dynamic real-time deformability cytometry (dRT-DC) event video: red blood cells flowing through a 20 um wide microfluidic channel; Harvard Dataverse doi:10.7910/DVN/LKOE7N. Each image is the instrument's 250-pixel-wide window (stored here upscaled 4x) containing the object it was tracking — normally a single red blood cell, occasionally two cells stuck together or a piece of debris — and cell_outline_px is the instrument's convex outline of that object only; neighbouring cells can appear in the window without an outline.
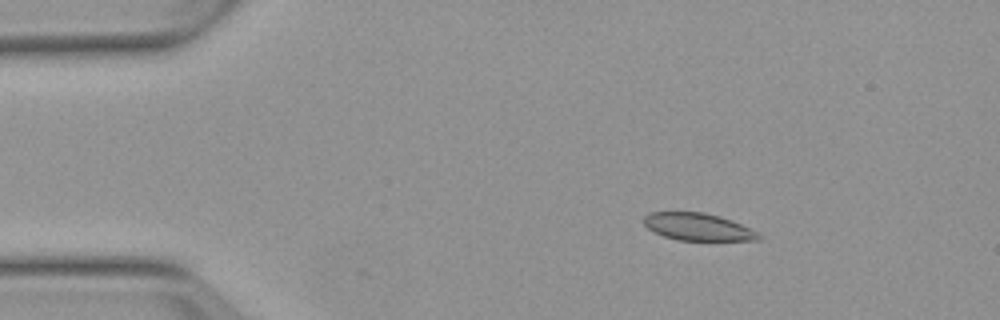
{"species": "Egyptian fruit bat (a non-hibernating species)", "species_latin": "Rousettus aegyptiacus", "temperature_condition": "warm", "stored_images_in_passage": 5, "camera_frame_rate_fps": 3000, "um_per_image_px": 0.085, "animal": {"sex": "female"}, "frame": {"image": 1, "passage_image": 3, "time_ms": 2.333, "image_size_px": [1000, 320], "cell_outline_px": [[764, 236], [760, 240], [676, 240], [664, 236], [648, 228], [644, 224], [644, 216], [648, 212], [704, 212], [720, 216], [760, 232]], "centroid_in_image_um": [59.36, 19.28], "position_along_channel_um": 25.6, "area_um2": 18.32}}